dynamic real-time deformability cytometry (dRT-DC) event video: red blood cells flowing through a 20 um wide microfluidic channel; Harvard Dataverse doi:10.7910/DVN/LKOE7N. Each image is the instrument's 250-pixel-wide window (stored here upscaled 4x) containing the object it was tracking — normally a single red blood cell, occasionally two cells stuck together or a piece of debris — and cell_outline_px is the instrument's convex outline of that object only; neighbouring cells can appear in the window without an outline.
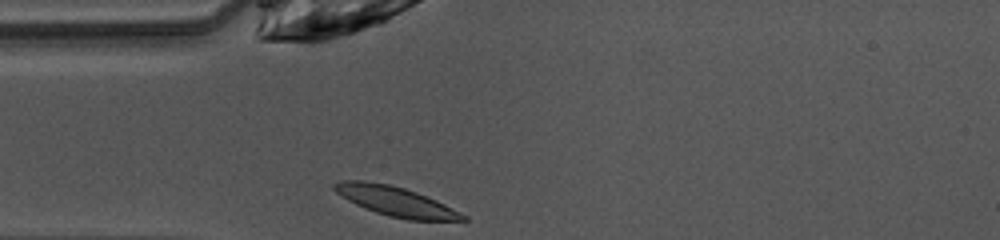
{"species": "common noctule bat (a hibernating species)", "species_latin": "Nyctalus noctula", "temperature_condition": "warm", "stored_images_in_passage": 28, "camera_frame_rate_fps": 3000, "um_per_image_px": 0.085, "animal": {"sex": "female", "body_mass_g": 10.0, "forearm_length_mm": 53.1}, "frame": {"image": 1, "passage_image": 1, "time_ms": 0.0, "image_size_px": [1000, 240], "cell_outline_px": [[468, 220], [408, 220], [388, 216], [364, 208], [348, 200], [336, 192], [332, 188], [332, 184], [340, 180], [364, 180], [388, 184], [404, 188], [416, 192], [436, 200], [468, 216]], "centroid_in_image_um": [33.61, 17.11], "position_along_channel_um": 51.4, "area_um2": 22.02}}
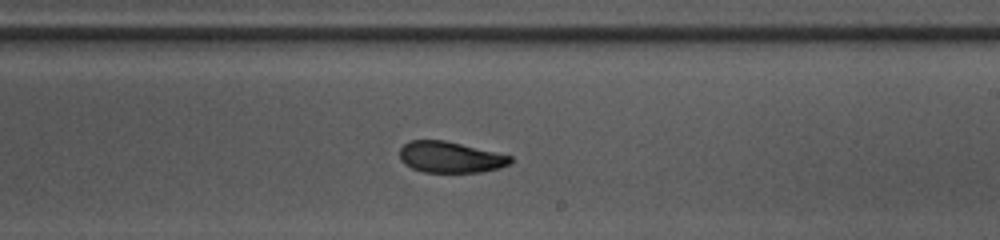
{"frame": {"image": 2, "passage_image": 16, "time_ms": 5.0, "image_size_px": [1000, 240], "cell_outline_px": [[512, 160], [508, 164], [500, 168], [480, 172], [424, 172], [412, 168], [404, 164], [400, 160], [400, 148], [408, 140], [444, 140], [496, 152], [512, 156]], "centroid_in_image_um": [38.25, 13.36], "position_along_channel_um": 250.8, "area_um2": 20.06}}
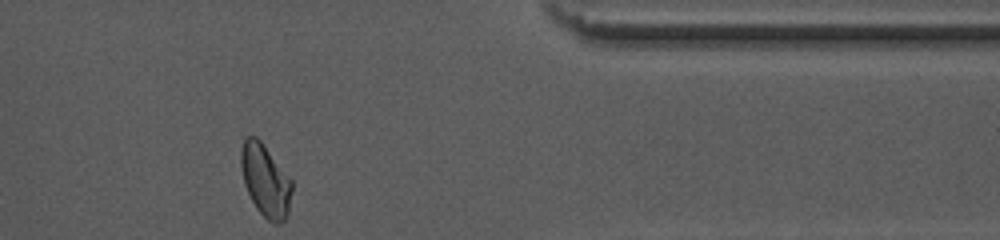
{"frame": {"image": 3, "passage_image": 28, "time_ms": 9.0, "image_size_px": [1000, 240], "cell_outline_px": [[292, 188], [288, 216], [280, 224], [272, 224], [256, 208], [244, 184], [240, 164], [240, 152], [244, 140], [248, 136], [256, 136], [264, 144], [292, 180]], "centroid_in_image_um": [22.57, 15.35], "position_along_channel_um": 388.8, "area_um2": 21.56}, "authors_computed_cell_mechanics": {"area_um2": 21.2704, "velocity_mm_per_s": 4.0496, "shape_relaxation_time_tau1_ms": 2.4825, "shape_relaxation_time_tau2_ms": 1.969, "deformation_change_tau1": 0.1463, "deformation_change_tau2": 0.0558}}